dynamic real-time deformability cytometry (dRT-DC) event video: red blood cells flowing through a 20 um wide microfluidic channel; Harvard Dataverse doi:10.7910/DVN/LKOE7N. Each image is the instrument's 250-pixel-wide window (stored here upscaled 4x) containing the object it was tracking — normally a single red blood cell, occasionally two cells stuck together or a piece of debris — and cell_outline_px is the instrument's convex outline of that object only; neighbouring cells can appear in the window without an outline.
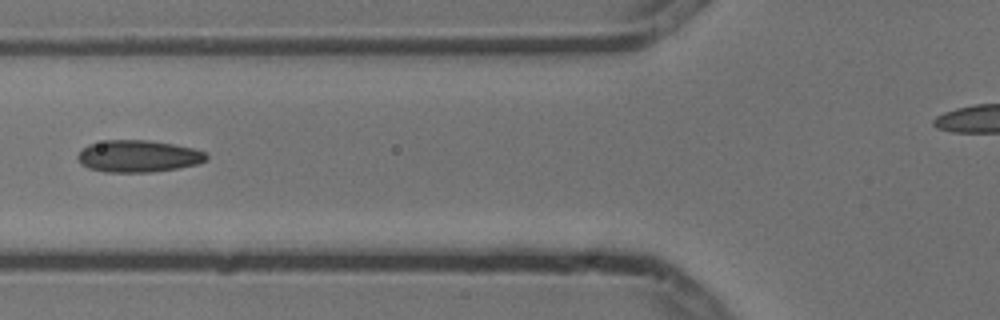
{"species": "common noctule bat (a hibernating species)", "species_latin": "Nyctalus noctula", "temperature_condition": "cold", "stored_images_in_passage": 6, "segment_of_instrument_passage": [1, 2], "camera_frame_rate_fps": 3000, "um_per_image_px": 0.085, "animal": {"sex": "male", "body_mass_g": 13.3}, "frame": {"image": 1, "passage_image": 2, "time_ms": 0.333, "image_size_px": [1000, 320], "cell_outline_px": [[208, 160], [196, 164], [176, 168], [152, 172], [104, 172], [88, 168], [80, 164], [76, 156], [88, 144], [104, 140], [148, 140], [172, 144], [192, 148], [204, 152], [208, 156]], "centroid_in_image_um": [11.71, 13.28], "position_along_channel_um": 114.1, "area_um2": 23.93}}
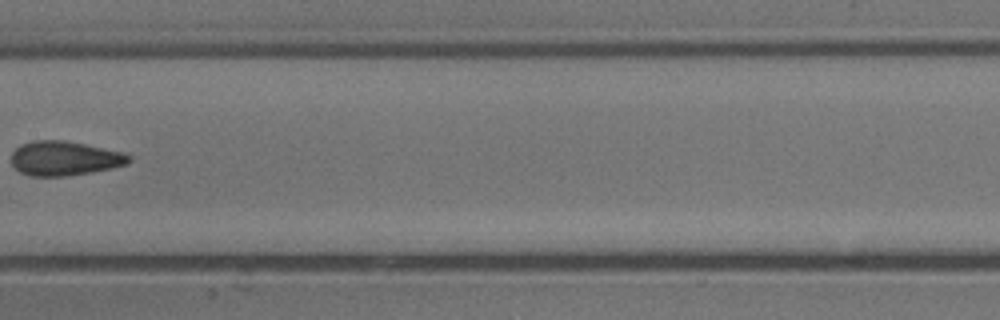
{"frame": {"image": 2, "passage_image": 4, "time_ms": 1.0, "image_size_px": [1000, 320], "cell_outline_px": [[132, 160], [128, 164], [112, 168], [92, 172], [64, 176], [32, 176], [20, 172], [12, 164], [12, 152], [20, 144], [32, 140], [64, 140], [124, 152], [132, 156]], "centroid_in_image_um": [5.51, 13.45], "position_along_channel_um": 201.9, "area_um2": 23.7}}
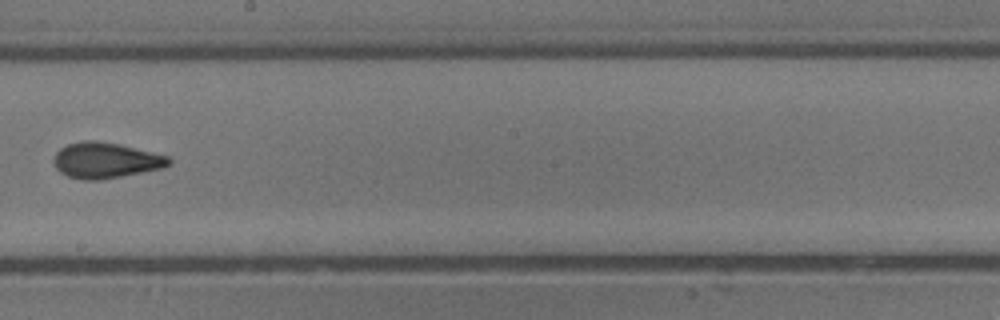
{"frame": {"image": 3, "passage_image": 5, "time_ms": 1.333, "image_size_px": [1000, 320], "cell_outline_px": [[172, 164], [164, 168], [100, 180], [80, 180], [68, 176], [60, 172], [56, 168], [52, 160], [56, 152], [60, 148], [68, 144], [84, 140], [96, 140], [120, 144], [168, 156], [172, 160]], "centroid_in_image_um": [8.98, 13.63], "position_along_channel_um": 239.2, "area_um2": 24.16}}